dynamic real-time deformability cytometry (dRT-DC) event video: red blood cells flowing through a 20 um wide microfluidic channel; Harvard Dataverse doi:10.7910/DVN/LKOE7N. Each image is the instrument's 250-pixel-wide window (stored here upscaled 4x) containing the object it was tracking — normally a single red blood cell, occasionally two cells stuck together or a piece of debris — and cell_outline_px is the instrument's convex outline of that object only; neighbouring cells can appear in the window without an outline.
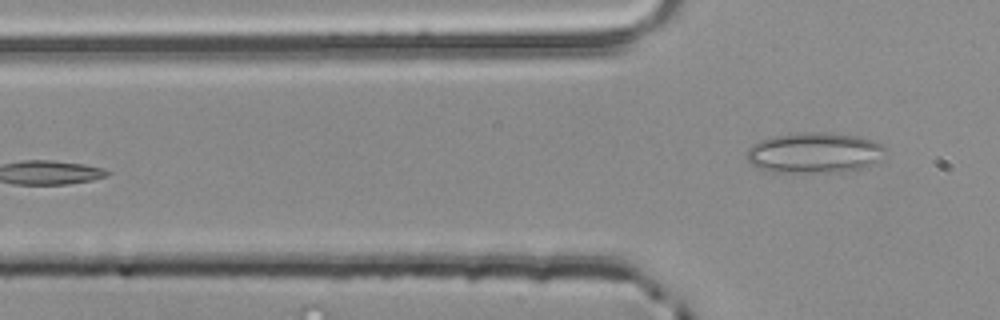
{"species": "common noctule bat (a hibernating species)", "species_latin": "Nyctalus noctula", "temperature_condition": "room temperature", "stored_images_in_passage": 3, "camera_frame_rate_fps": 3000, "um_per_image_px": 0.085, "animal": {"sex": "male", "body_mass_g": 20.4}, "frame": {"image": 1, "passage_image": 3, "time_ms": 0.667, "image_size_px": [1000, 320], "cell_outline_px": [[888, 148], [880, 160], [876, 164], [868, 168], [840, 172], [772, 172], [756, 168], [748, 160], [748, 148], [752, 144], [760, 140], [772, 136], [800, 132], [832, 132], [856, 136], [872, 140]], "centroid_in_image_um": [69.27, 12.99], "position_along_channel_um": 56.5, "area_um2": 33.35}}